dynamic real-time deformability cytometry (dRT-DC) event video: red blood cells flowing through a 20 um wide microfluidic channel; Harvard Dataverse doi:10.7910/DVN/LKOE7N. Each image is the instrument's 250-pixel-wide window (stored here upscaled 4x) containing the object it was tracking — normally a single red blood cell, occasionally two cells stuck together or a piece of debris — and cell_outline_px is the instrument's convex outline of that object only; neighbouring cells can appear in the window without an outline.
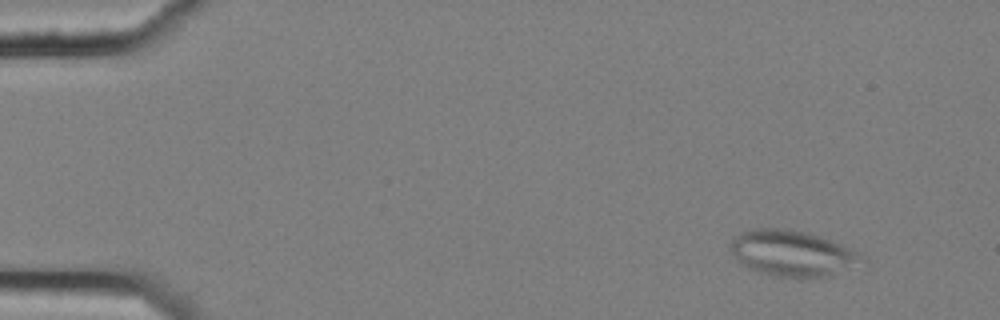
{"species": "common noctule bat (a hibernating species)", "species_latin": "Nyctalus noctula", "temperature_condition": "cold", "stored_images_in_passage": 7, "camera_frame_rate_fps": 3000, "um_per_image_px": 0.085, "animal": {"sex": "female", "body_mass_g": 25.1}, "frame": {"image": 1, "passage_image": 2, "time_ms": 0.333, "image_size_px": [1000, 320], "cell_outline_px": [[864, 260], [828, 276], [800, 280], [772, 276], [748, 268], [740, 264], [732, 252], [728, 244], [740, 232], [752, 228], [788, 228], [808, 232], [820, 236], [860, 252]], "centroid_in_image_um": [67.28, 21.54], "position_along_channel_um": 17.7, "area_um2": 35.49}}
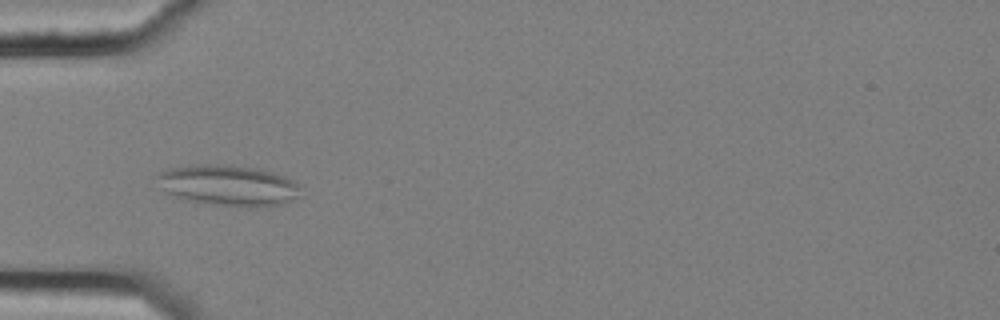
{"frame": {"image": 2, "passage_image": 6, "time_ms": 1.667, "image_size_px": [1000, 320], "cell_outline_px": [[300, 188], [296, 196], [292, 200], [284, 204], [256, 208], [244, 208], [208, 204], [188, 200], [172, 196], [164, 192], [160, 188], [152, 176], [168, 168], [196, 164], [228, 164], [260, 168], [284, 176], [300, 184]], "centroid_in_image_um": [19.34, 15.76], "position_along_channel_um": 65.7, "area_um2": 35.14}}